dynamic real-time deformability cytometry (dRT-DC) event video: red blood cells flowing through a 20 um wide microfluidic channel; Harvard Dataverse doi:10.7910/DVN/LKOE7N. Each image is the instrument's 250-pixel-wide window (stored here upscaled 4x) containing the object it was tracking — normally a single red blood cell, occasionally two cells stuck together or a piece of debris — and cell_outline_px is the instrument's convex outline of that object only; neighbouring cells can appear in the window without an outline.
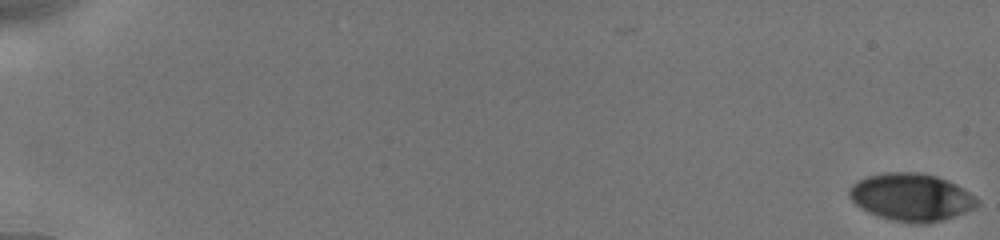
{"species": "human", "species_latin": "Homo sapiens", "temperature_condition": "cold", "stored_images_in_passage": 13, "camera_frame_rate_fps": 3000, "um_per_image_px": 0.085, "donor": {"sex": "male"}, "frame": {"image": 1, "passage_image": 1, "time_ms": 0.0, "image_size_px": [1000, 240], "cell_outline_px": [[980, 204], [976, 208], [944, 220], [928, 224], [912, 224], [892, 220], [876, 216], [860, 208], [848, 196], [848, 188], [852, 184], [868, 176], [884, 172], [920, 172], [936, 176], [948, 180], [956, 184], [968, 192]], "centroid_in_image_um": [77.44, 16.77], "position_along_channel_um": 7.6, "area_um2": 35.72}}
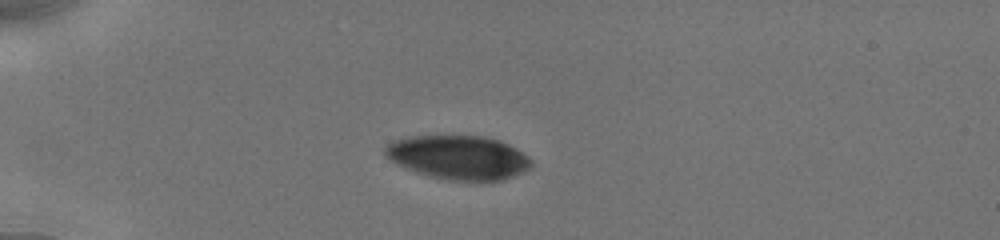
{"frame": {"image": 2, "passage_image": 10, "time_ms": 5.333, "image_size_px": [1000, 240], "cell_outline_px": [[532, 164], [528, 168], [512, 176], [500, 180], [452, 180], [428, 176], [416, 172], [396, 164], [384, 156], [384, 148], [388, 144], [396, 140], [412, 136], [480, 136], [500, 140], [516, 148], [528, 156], [532, 160]], "centroid_in_image_um": [38.94, 13.37], "position_along_channel_um": 46.1, "area_um2": 37.11}}
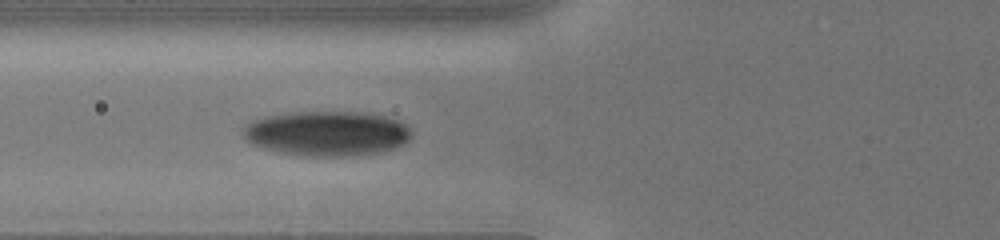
{"frame": {"image": 3, "passage_image": 13, "time_ms": 7.667, "image_size_px": [1000, 240], "cell_outline_px": [[412, 136], [404, 144], [380, 152], [340, 156], [300, 156], [280, 152], [264, 148], [252, 144], [244, 136], [240, 128], [252, 120], [264, 116], [296, 112], [364, 112], [384, 116], [396, 120], [404, 124], [412, 132]], "centroid_in_image_um": [27.75, 11.33], "position_along_channel_um": 98.0, "area_um2": 43.99}}